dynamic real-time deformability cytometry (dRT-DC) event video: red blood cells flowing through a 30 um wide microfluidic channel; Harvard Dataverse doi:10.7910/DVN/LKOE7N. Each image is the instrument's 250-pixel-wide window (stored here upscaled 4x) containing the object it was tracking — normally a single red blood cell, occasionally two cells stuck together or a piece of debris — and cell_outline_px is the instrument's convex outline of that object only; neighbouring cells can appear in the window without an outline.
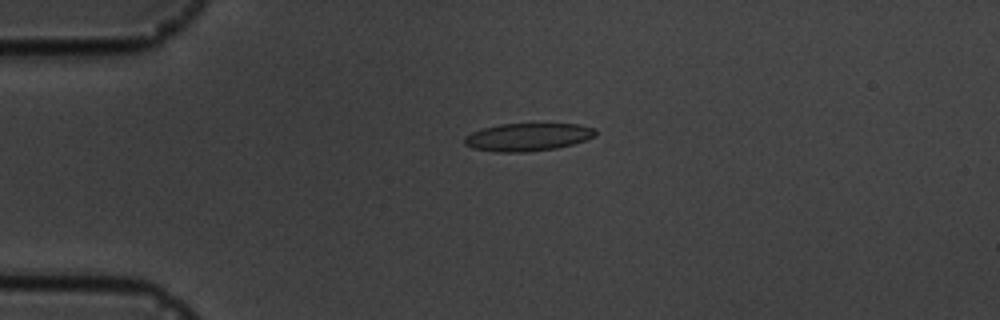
{"species": "common noctule bat (a hibernating species)", "species_latin": "Nyctalus noctula", "temperature_condition": "cold", "stored_images_in_passage": 4, "camera_frame_rate_fps": 3000, "um_per_image_px": 0.085, "animal": {"sex": "male", "body_mass_g": 19.5, "forearm_length_mm": 54.6}, "frame": {"image": 1, "passage_image": 4, "time_ms": 3.333, "image_size_px": [1000, 320], "cell_outline_px": [[596, 136], [572, 144], [556, 148], [524, 152], [496, 152], [472, 148], [464, 144], [464, 136], [472, 132], [484, 128], [500, 124], [580, 124], [596, 128]], "centroid_in_image_um": [44.85, 11.65], "position_along_channel_um": 40.1, "area_um2": 21.21}}